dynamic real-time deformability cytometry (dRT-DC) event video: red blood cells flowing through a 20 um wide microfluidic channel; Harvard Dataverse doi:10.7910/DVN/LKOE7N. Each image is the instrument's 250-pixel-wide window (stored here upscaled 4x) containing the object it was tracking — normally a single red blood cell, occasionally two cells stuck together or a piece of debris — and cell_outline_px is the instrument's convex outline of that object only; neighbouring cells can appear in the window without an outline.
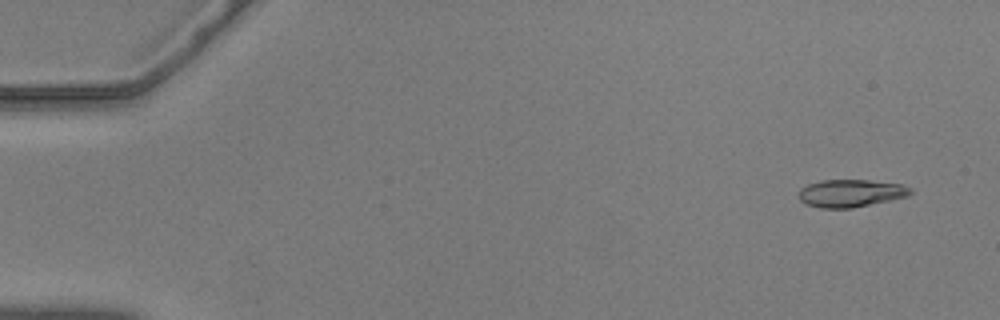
{"species": "common noctule bat (a hibernating species)", "species_latin": "Nyctalus noctula", "temperature_condition": "warm", "stored_images_in_passage": 57, "camera_frame_rate_fps": 3000, "um_per_image_px": 0.085, "animal": {"sex": "male", "body_mass_g": 20.5, "forearm_length_mm": 52.5}, "frame": {"image": 1, "passage_image": 4, "time_ms": 1.0, "image_size_px": [1000, 320], "cell_outline_px": [[912, 192], [908, 196], [892, 200], [852, 208], [820, 208], [804, 204], [800, 200], [800, 188], [808, 184], [820, 180], [868, 180], [900, 184], [912, 188]], "centroid_in_image_um": [72.31, 16.43], "position_along_channel_um": 12.7, "area_um2": 18.03}}
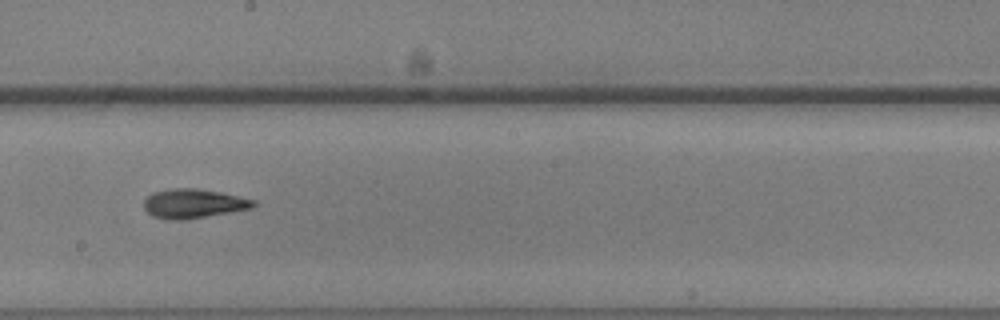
{"frame": {"image": 2, "passage_image": 33, "time_ms": 10.667, "image_size_px": [1000, 320], "cell_outline_px": [[256, 208], [188, 220], [168, 220], [152, 216], [144, 208], [144, 200], [152, 192], [172, 188], [196, 188], [220, 192], [256, 200]], "centroid_in_image_um": [16.48, 17.32], "position_along_channel_um": 231.7, "area_um2": 19.07}}
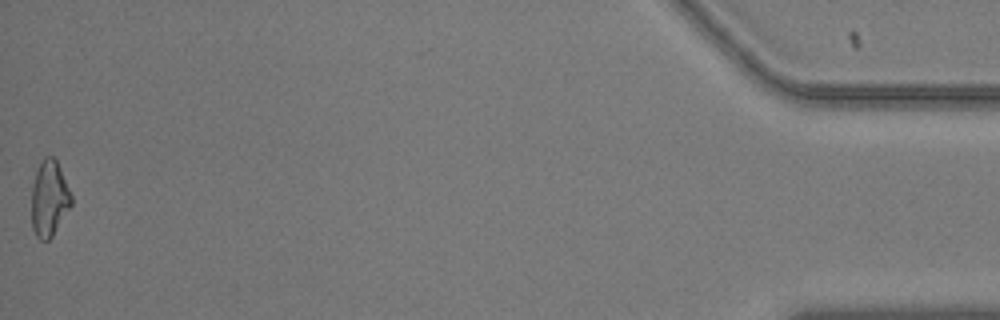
{"frame": {"image": 3, "passage_image": 57, "time_ms": 18.667, "image_size_px": [1000, 320], "cell_outline_px": [[72, 204], [52, 236], [48, 240], [40, 240], [36, 236], [32, 228], [32, 184], [36, 172], [44, 156], [52, 156], [56, 160], [72, 196]], "centroid_in_image_um": [4.18, 16.89], "position_along_channel_um": 431.0, "area_um2": 17.34}, "authors_computed_cell_mechanics": {"area_um2": 17.9758, "velocity_mm_per_s": 3.639, "shape_relaxation_time_tau1_ms": 7.5796, "shape_relaxation_time_tau2_ms": 4.6646, "deformation_change_tau1": 0.2259, "deformation_change_tau2": 0.1269}}